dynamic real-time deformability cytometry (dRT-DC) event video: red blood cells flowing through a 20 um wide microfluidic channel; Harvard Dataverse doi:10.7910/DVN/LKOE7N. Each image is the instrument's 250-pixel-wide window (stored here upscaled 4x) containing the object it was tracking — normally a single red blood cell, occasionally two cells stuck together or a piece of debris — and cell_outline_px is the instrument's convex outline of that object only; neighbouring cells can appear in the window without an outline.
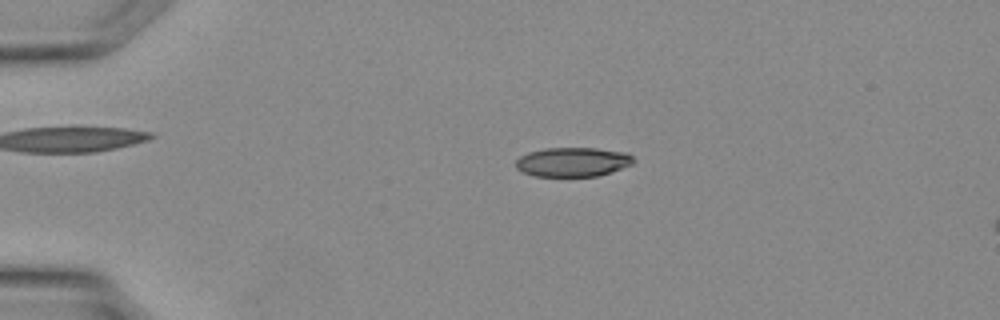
{"species": "Egyptian fruit bat (a non-hibernating species)", "species_latin": "Rousettus aegyptiacus", "temperature_condition": "warm", "stored_images_in_passage": 33, "camera_frame_rate_fps": 3000, "um_per_image_px": 0.085, "animal": {"sex": "female"}, "frame": {"image": 1, "passage_image": 6, "time_ms": 1.667, "image_size_px": [1000, 320], "cell_outline_px": [[636, 160], [632, 164], [612, 172], [596, 176], [532, 176], [516, 168], [516, 160], [520, 156], [528, 152], [544, 148], [596, 148], [624, 152], [632, 156]], "centroid_in_image_um": [48.68, 13.76], "position_along_channel_um": 36.3, "area_um2": 20.11}}
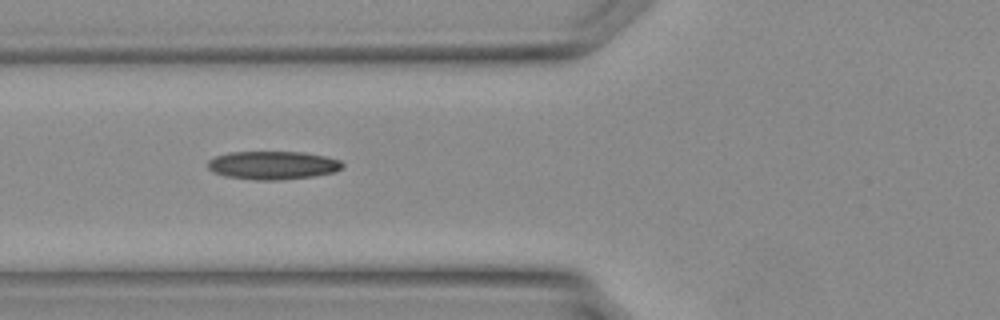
{"frame": {"image": 2, "passage_image": 12, "time_ms": 3.667, "image_size_px": [1000, 320], "cell_outline_px": [[344, 164], [340, 168], [332, 172], [312, 176], [280, 180], [252, 180], [224, 176], [212, 172], [208, 168], [208, 160], [216, 156], [228, 152], [304, 152], [324, 156], [340, 160]], "centroid_in_image_um": [23.13, 14.05], "position_along_channel_um": 102.7, "area_um2": 22.2}}
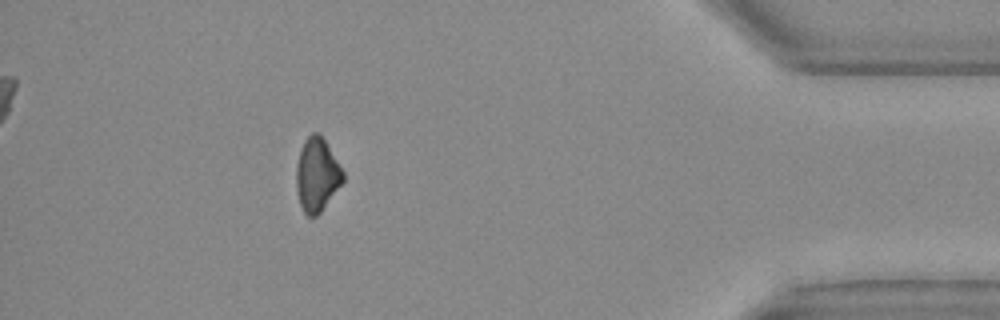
{"frame": {"image": 3, "passage_image": 30, "time_ms": 9.667, "image_size_px": [1000, 320], "cell_outline_px": [[344, 180], [320, 212], [316, 216], [308, 216], [304, 212], [300, 204], [296, 188], [296, 164], [304, 140], [312, 132], [316, 132], [324, 140], [344, 172]], "centroid_in_image_um": [26.92, 14.86], "position_along_channel_um": 408.3, "area_um2": 19.65}}